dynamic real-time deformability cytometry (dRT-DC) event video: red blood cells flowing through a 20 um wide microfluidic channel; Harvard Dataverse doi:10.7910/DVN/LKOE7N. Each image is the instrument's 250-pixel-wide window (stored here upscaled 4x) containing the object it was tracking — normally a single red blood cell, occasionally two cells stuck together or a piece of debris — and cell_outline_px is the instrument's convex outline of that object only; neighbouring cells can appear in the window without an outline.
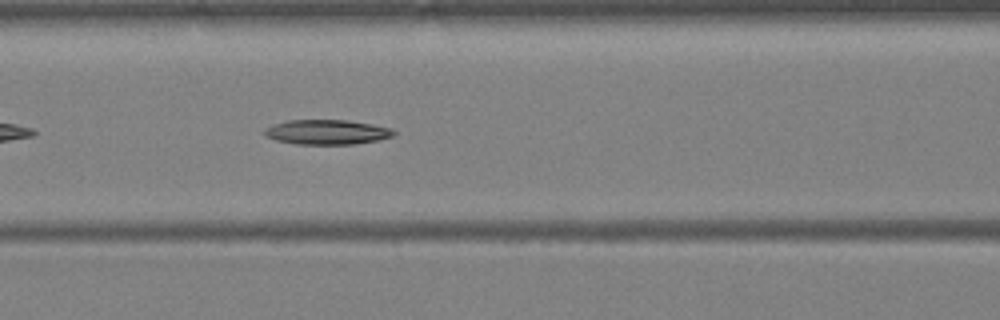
{"species": "Egyptian fruit bat (a non-hibernating species)", "species_latin": "Rousettus aegyptiacus", "temperature_condition": "warm", "stored_images_in_passage": 39, "camera_frame_rate_fps": 3000, "um_per_image_px": 0.085, "animal": {"sex": "female"}, "frame": {"image": 1, "passage_image": 17, "time_ms": 5.333, "image_size_px": [1000, 320], "cell_outline_px": [[396, 132], [392, 136], [380, 140], [352, 144], [296, 144], [276, 140], [264, 136], [264, 128], [272, 124], [288, 120], [348, 120], [372, 124], [392, 128]], "centroid_in_image_um": [27.77, 11.22], "position_along_channel_um": 138.8, "area_um2": 18.79}}
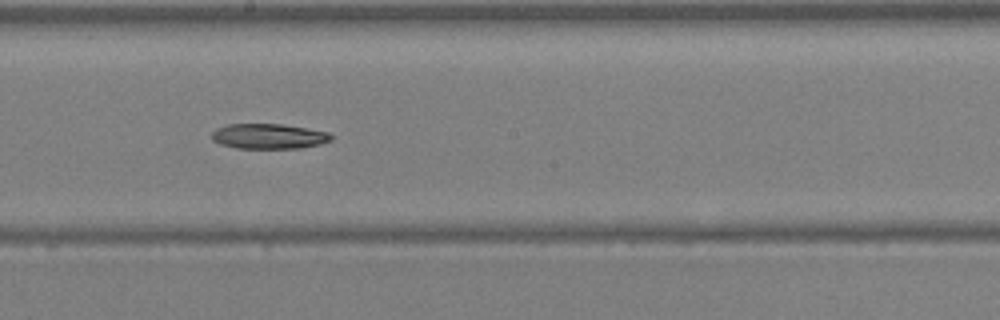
{"frame": {"image": 2, "passage_image": 22, "time_ms": 7.0, "image_size_px": [1000, 320], "cell_outline_px": [[332, 140], [320, 144], [300, 148], [236, 148], [220, 144], [212, 140], [212, 132], [216, 128], [228, 124], [280, 124], [328, 132], [332, 136]], "centroid_in_image_um": [22.81, 11.58], "position_along_channel_um": 225.4, "area_um2": 17.4}}
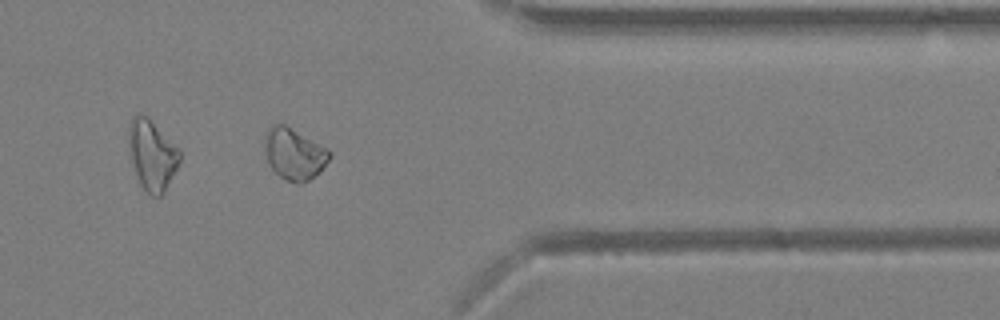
{"frame": {"image": 3, "passage_image": 32, "time_ms": 10.333, "image_size_px": [1000, 320], "cell_outline_px": [[332, 156], [320, 172], [308, 180], [300, 184], [296, 184], [280, 176], [268, 164], [264, 148], [264, 140], [268, 128], [272, 124], [284, 124], [328, 148], [332, 152]], "centroid_in_image_um": [25.02, 13.08], "position_along_channel_um": 386.4, "area_um2": 19.54}}